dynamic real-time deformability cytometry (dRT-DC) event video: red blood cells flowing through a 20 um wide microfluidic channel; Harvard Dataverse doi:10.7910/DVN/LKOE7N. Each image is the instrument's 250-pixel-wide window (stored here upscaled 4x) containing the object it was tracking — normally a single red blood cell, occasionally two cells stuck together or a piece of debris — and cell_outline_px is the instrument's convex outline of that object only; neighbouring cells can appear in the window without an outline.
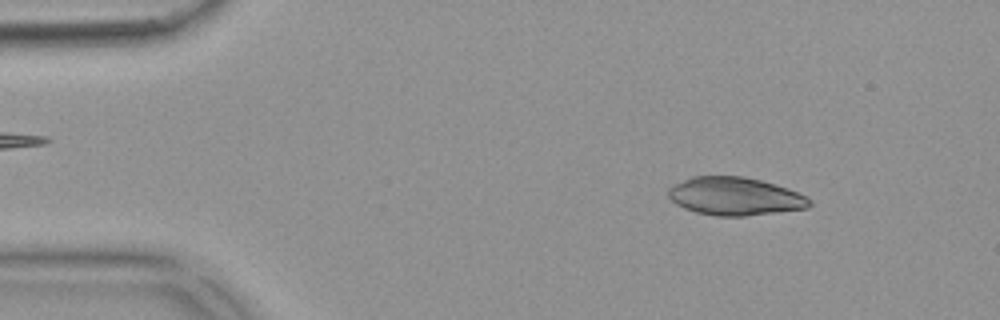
{"species": "common noctule bat (a hibernating species)", "species_latin": "Nyctalus noctula", "temperature_condition": "warm", "stored_images_in_passage": 46, "camera_frame_rate_fps": 3000, "um_per_image_px": 0.085, "animal": {"sex": "female", "body_mass_g": 18.4}, "frame": {"image": 1, "passage_image": 1, "time_ms": 0.0, "image_size_px": [1000, 320], "cell_outline_px": [[812, 204], [808, 208], [744, 216], [716, 216], [696, 212], [684, 208], [676, 204], [668, 196], [668, 188], [692, 176], [744, 176], [776, 184], [788, 188], [812, 200]], "centroid_in_image_um": [62.47, 16.68], "position_along_channel_um": 22.5, "area_um2": 31.21}}
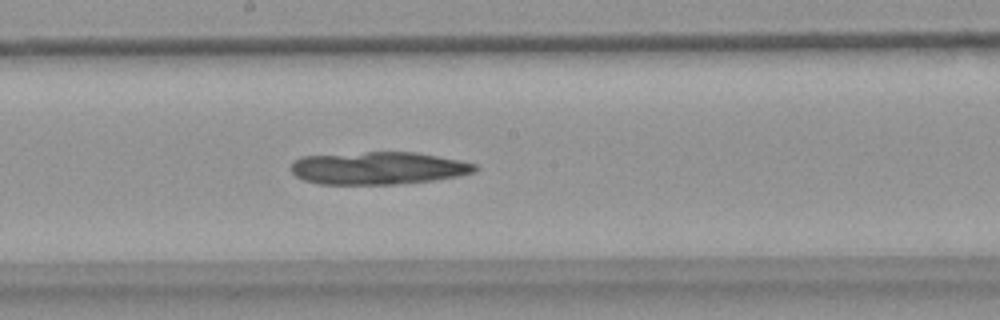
{"frame": {"image": 2, "passage_image": 22, "time_ms": 7.0, "image_size_px": [1000, 320], "cell_outline_px": [[480, 168], [476, 172], [460, 176], [432, 180], [396, 184], [320, 184], [304, 180], [296, 176], [292, 172], [292, 164], [300, 156], [368, 152], [416, 152], [460, 160], [476, 164]], "centroid_in_image_um": [32.19, 14.29], "position_along_channel_um": 216.0, "area_um2": 35.03}}
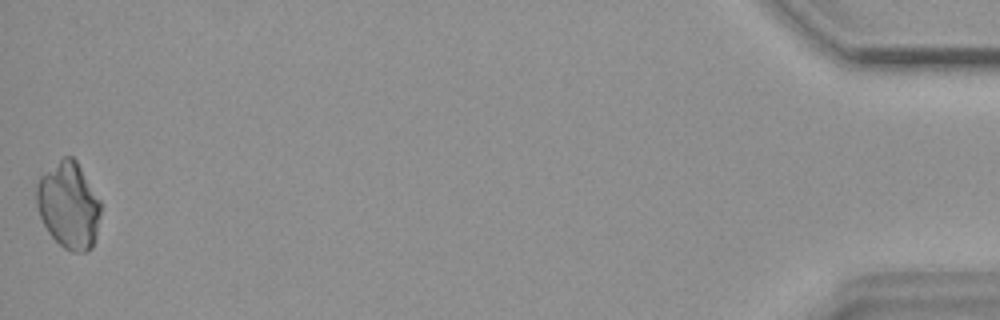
{"frame": {"image": 3, "passage_image": 46, "time_ms": 15.0, "image_size_px": [1000, 320], "cell_outline_px": [[100, 216], [96, 236], [92, 248], [88, 252], [72, 252], [64, 248], [48, 232], [40, 216], [36, 204], [36, 184], [40, 176], [64, 156], [72, 156], [76, 160], [100, 200]], "centroid_in_image_um": [5.84, 17.46], "position_along_channel_um": 429.4, "area_um2": 32.31}}